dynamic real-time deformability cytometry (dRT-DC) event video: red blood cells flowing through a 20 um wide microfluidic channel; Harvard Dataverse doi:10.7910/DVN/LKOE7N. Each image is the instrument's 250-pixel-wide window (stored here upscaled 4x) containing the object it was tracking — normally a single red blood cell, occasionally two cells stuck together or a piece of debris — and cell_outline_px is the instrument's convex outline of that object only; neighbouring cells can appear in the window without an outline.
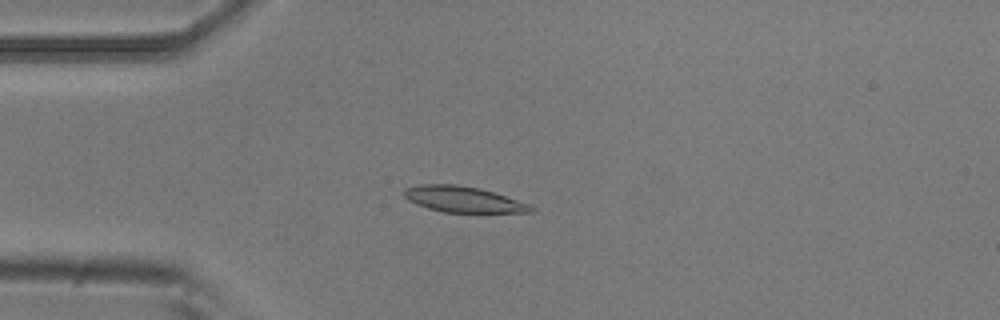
{"species": "common noctule bat (a hibernating species)", "species_latin": "Nyctalus noctula", "temperature_condition": "room temperature", "stored_images_in_passage": 6, "camera_frame_rate_fps": 3000, "um_per_image_px": 0.085, "animal": {"sex": "male", "body_mass_g": 20.5, "forearm_length_mm": 52.5}, "frame": {"image": 1, "passage_image": 3, "time_ms": 0.667, "image_size_px": [1000, 320], "cell_outline_px": [[536, 212], [444, 212], [428, 208], [416, 204], [408, 200], [404, 196], [404, 188], [420, 184], [456, 184], [480, 188], [532, 204], [536, 208]], "centroid_in_image_um": [39.41, 16.94], "position_along_channel_um": 45.6, "area_um2": 19.25}}
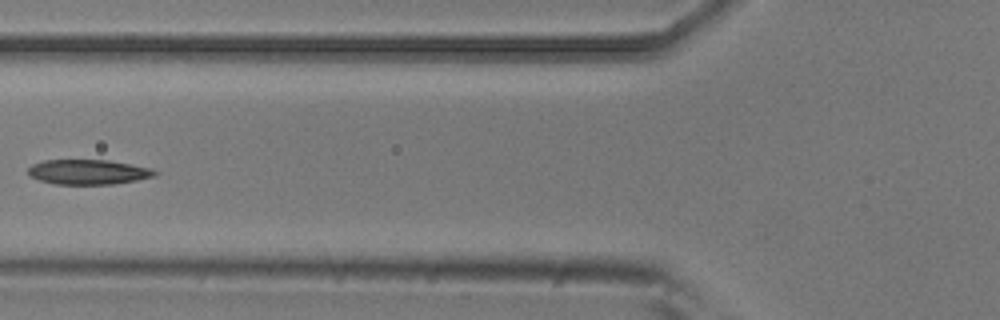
{"frame": {"image": 2, "passage_image": 5, "time_ms": 1.333, "image_size_px": [1000, 320], "cell_outline_px": [[160, 172], [156, 176], [136, 180], [112, 184], [52, 184], [28, 176], [28, 168], [32, 164], [44, 160], [108, 160], [132, 164], [152, 168]], "centroid_in_image_um": [7.51, 14.62], "position_along_channel_um": 118.3, "area_um2": 18.55}}
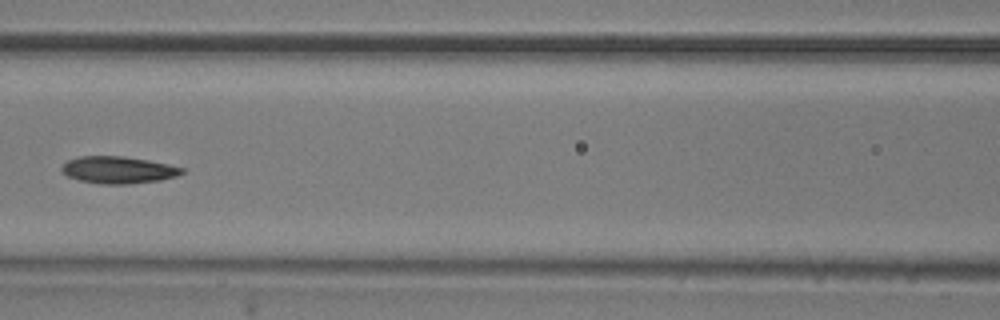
{"frame": {"image": 3, "passage_image": 6, "time_ms": 1.667, "image_size_px": [1000, 320], "cell_outline_px": [[184, 172], [176, 176], [160, 180], [128, 184], [100, 184], [80, 180], [68, 176], [60, 168], [68, 160], [80, 156], [120, 156], [148, 160], [168, 164], [184, 168]], "centroid_in_image_um": [10.06, 14.44], "position_along_channel_um": 156.5, "area_um2": 18.79}}